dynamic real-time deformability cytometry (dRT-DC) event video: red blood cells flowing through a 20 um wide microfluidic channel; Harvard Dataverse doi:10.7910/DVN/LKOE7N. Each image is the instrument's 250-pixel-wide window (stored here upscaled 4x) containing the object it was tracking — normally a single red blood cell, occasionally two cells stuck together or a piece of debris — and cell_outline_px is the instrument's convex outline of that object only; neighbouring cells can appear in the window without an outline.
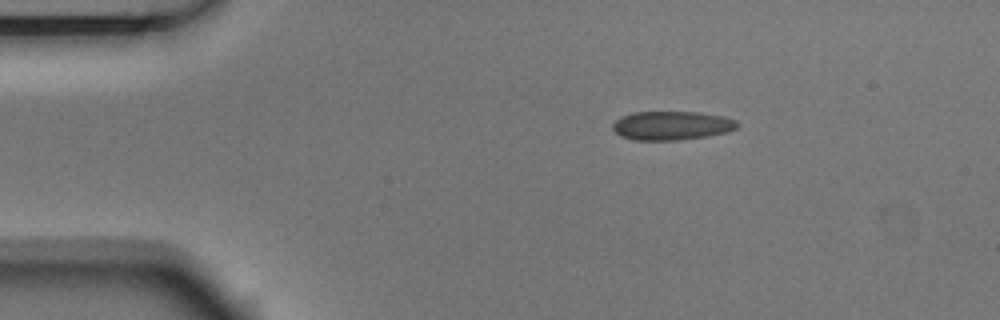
{"species": "Egyptian fruit bat (a non-hibernating species)", "species_latin": "Rousettus aegyptiacus", "temperature_condition": "room temperature", "stored_images_in_passage": 4, "segment_of_instrument_passage": [1, 2], "camera_frame_rate_fps": 3000, "um_per_image_px": 0.085, "animal": {"sex": "male"}, "frame": {"image": 1, "passage_image": 1, "time_ms": 0.0, "image_size_px": [1000, 320], "cell_outline_px": [[740, 124], [736, 128], [728, 132], [708, 136], [676, 140], [632, 140], [620, 136], [612, 128], [612, 124], [620, 116], [632, 112], [700, 112], [724, 116], [736, 120]], "centroid_in_image_um": [57.09, 10.67], "position_along_channel_um": 27.9, "area_um2": 21.15}}